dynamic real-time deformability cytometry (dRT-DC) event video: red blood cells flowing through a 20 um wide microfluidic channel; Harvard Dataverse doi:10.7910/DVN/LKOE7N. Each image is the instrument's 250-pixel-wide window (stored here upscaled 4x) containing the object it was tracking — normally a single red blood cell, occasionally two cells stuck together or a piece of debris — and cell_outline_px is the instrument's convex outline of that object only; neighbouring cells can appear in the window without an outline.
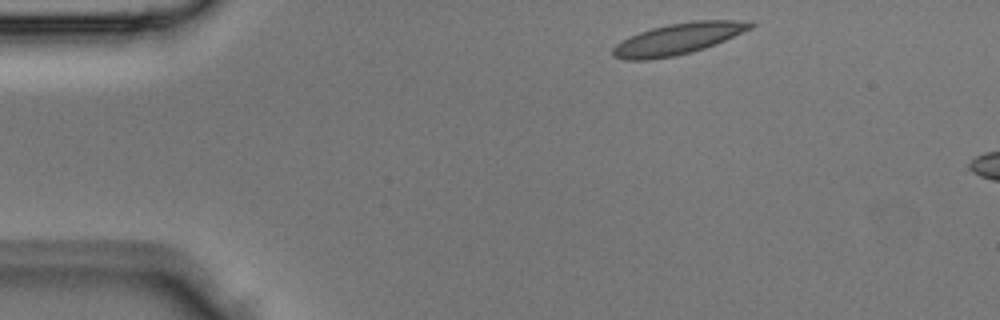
{"species": "Egyptian fruit bat (a non-hibernating species)", "species_latin": "Rousettus aegyptiacus", "temperature_condition": "room temperature", "stored_images_in_passage": 3, "segment_of_instrument_passage": [1, 2], "camera_frame_rate_fps": 3000, "um_per_image_px": 0.085, "animal": {"sex": "male"}, "frame": {"image": 1, "passage_image": 1, "time_ms": 0.0, "image_size_px": [1000, 320], "cell_outline_px": [[756, 24], [752, 28], [716, 44], [692, 52], [672, 56], [648, 60], [624, 60], [612, 56], [612, 48], [616, 44], [640, 32], [652, 28], [668, 24], [692, 20], [752, 20]], "centroid_in_image_um": [57.67, 3.29], "position_along_channel_um": 27.3, "area_um2": 25.09}}